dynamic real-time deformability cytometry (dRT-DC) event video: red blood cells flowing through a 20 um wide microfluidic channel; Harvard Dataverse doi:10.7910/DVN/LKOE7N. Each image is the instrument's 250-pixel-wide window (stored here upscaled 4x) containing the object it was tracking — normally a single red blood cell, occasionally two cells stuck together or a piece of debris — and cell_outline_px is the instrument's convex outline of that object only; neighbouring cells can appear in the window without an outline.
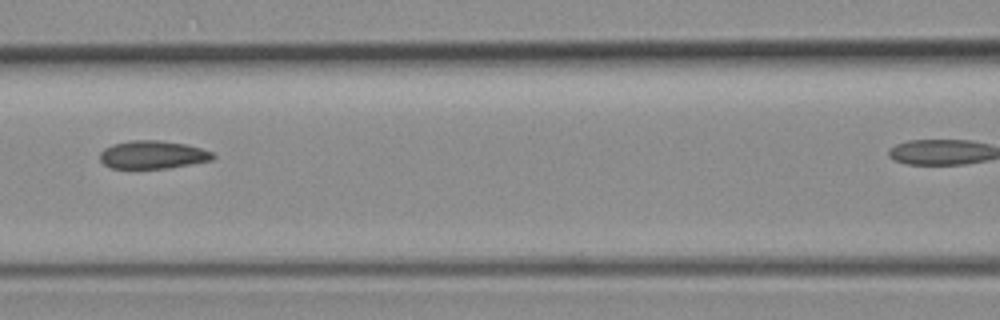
{"species": "common noctule bat (a hibernating species)", "species_latin": "Nyctalus noctula", "temperature_condition": "room temperature", "stored_images_in_passage": 6, "segment_of_instrument_passage": [1, 2], "camera_frame_rate_fps": 3000, "um_per_image_px": 0.085, "animal": {"sex": "female", "body_mass_g": 19.3, "forearm_length_mm": 54.1}, "frame": {"image": 1, "passage_image": 5, "time_ms": 1.333, "image_size_px": [1000, 320], "cell_outline_px": [[216, 156], [212, 160], [168, 168], [108, 168], [100, 160], [100, 152], [104, 148], [112, 144], [132, 140], [160, 140], [184, 144], [200, 148], [212, 152]], "centroid_in_image_um": [12.95, 13.15], "position_along_channel_um": 153.6, "area_um2": 18.44}}